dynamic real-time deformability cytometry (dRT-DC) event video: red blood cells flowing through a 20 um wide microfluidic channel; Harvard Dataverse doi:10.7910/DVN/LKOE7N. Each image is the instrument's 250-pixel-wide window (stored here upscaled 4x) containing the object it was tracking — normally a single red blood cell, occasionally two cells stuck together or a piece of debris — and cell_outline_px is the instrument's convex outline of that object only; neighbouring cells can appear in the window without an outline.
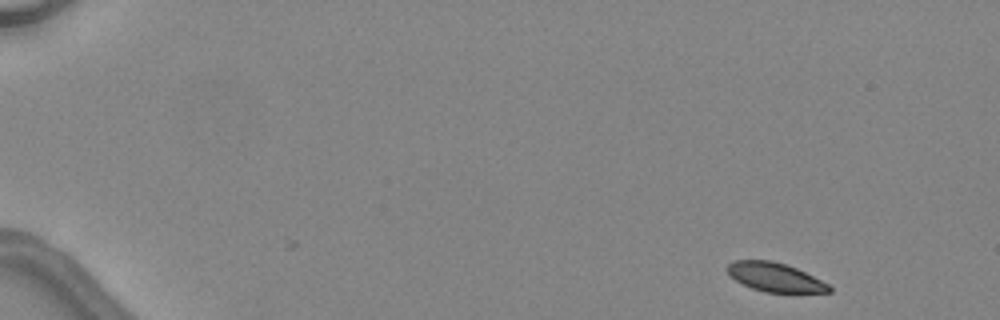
{"species": "common noctule bat (a hibernating species)", "species_latin": "Nyctalus noctula", "temperature_condition": "warm", "stored_images_in_passage": 6, "camera_frame_rate_fps": 3000, "um_per_image_px": 0.085, "animal": {"sex": "female", "body_mass_g": 24.6, "forearm_length_mm": 56.2}, "frame": {"image": 1, "passage_image": 1, "time_ms": 0.0, "image_size_px": [1000, 320], "cell_outline_px": [[832, 292], [764, 292], [752, 288], [736, 280], [724, 268], [732, 260], [772, 260], [796, 268], [828, 284], [832, 288]], "centroid_in_image_um": [65.84, 23.55], "position_along_channel_um": 19.2, "area_um2": 16.94}}
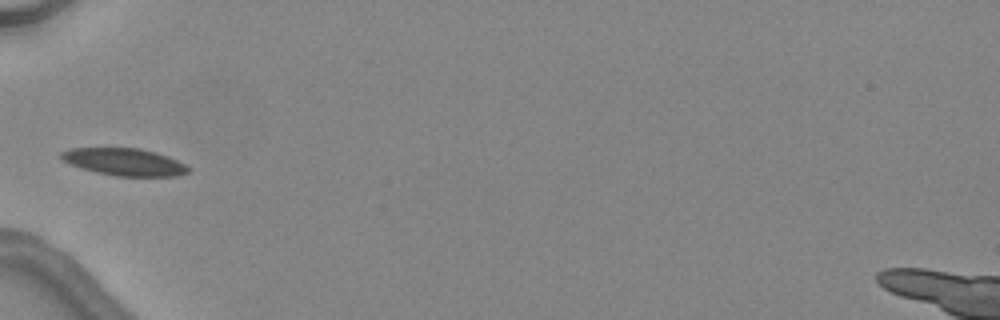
{"frame": {"image": 2, "passage_image": 5, "time_ms": 4.667, "image_size_px": [1000, 320], "cell_outline_px": [[192, 168], [188, 172], [180, 176], [116, 176], [96, 172], [80, 168], [60, 160], [60, 152], [68, 148], [140, 148], [156, 152], [168, 156]], "centroid_in_image_um": [10.55, 13.76], "position_along_channel_um": 74.4, "area_um2": 20.4}}